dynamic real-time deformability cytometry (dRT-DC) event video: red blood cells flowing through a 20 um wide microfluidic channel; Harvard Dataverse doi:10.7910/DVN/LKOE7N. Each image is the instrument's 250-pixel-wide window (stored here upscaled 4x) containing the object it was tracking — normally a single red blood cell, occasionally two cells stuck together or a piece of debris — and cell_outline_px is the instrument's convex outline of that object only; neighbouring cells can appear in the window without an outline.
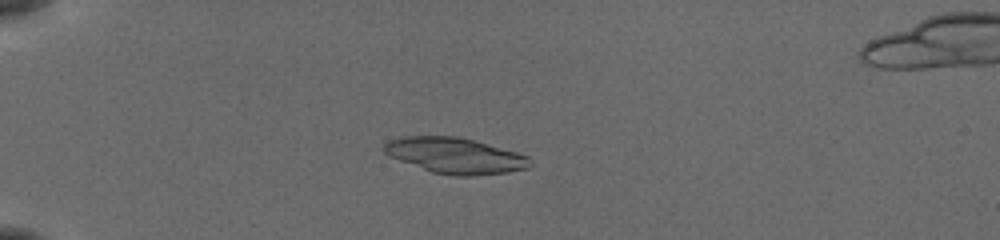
{"species": "common noctule bat (a hibernating species)", "species_latin": "Nyctalus noctula", "temperature_condition": "cold", "stored_images_in_passage": 56, "camera_frame_rate_fps": 3000, "um_per_image_px": 0.085, "animal": {"sex": "female", "body_mass_g": 19.5, "forearm_length_mm": 54.1}, "frame": {"image": 1, "passage_image": 17, "time_ms": 5.333, "image_size_px": [1000, 240], "cell_outline_px": [[532, 164], [528, 168], [508, 172], [472, 176], [456, 176], [432, 172], [388, 156], [384, 152], [384, 144], [388, 140], [404, 136], [456, 136], [472, 140], [516, 152], [528, 156], [532, 160]], "centroid_in_image_um": [38.68, 13.23], "position_along_channel_um": 46.3, "area_um2": 30.29}}
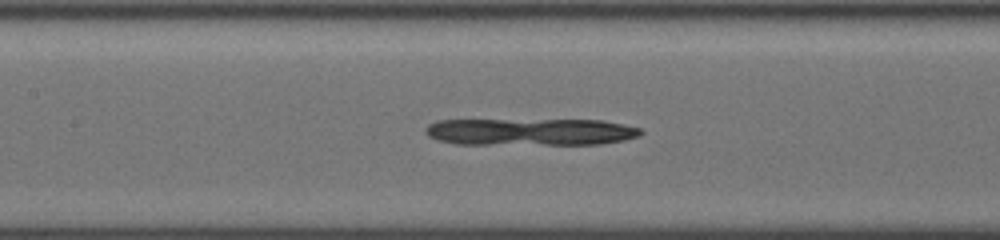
{"frame": {"image": 2, "passage_image": 29, "time_ms": 9.333, "image_size_px": [1000, 240], "cell_outline_px": [[644, 132], [640, 136], [624, 140], [600, 144], [456, 144], [436, 140], [428, 136], [424, 132], [424, 128], [428, 124], [436, 120], [604, 120], [624, 124], [640, 128]], "centroid_in_image_um": [45.07, 11.21], "position_along_channel_um": 162.3, "area_um2": 34.33}}